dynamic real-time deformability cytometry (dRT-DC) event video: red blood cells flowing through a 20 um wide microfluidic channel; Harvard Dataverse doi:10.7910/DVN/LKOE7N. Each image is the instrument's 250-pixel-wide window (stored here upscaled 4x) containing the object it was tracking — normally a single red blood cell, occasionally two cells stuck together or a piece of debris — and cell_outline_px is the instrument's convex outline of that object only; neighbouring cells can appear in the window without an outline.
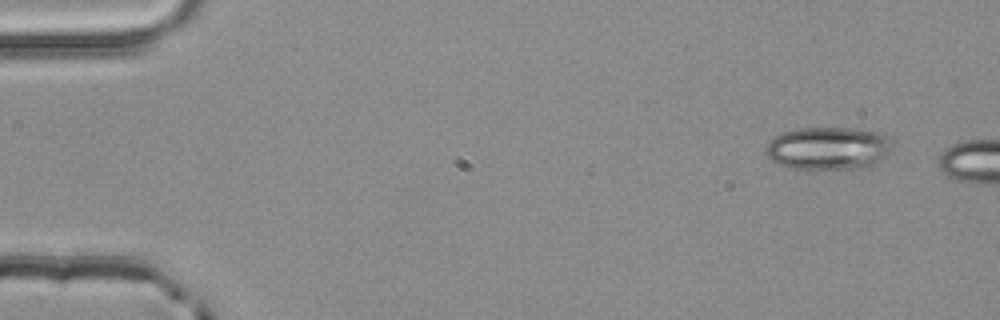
{"species": "common noctule bat (a hibernating species)", "species_latin": "Nyctalus noctula", "temperature_condition": "room temperature", "stored_images_in_passage": 2, "camera_frame_rate_fps": 3000, "um_per_image_px": 0.085, "animal": {"sex": "male", "body_mass_g": 20.4}, "frame": {"image": 1, "passage_image": 2, "time_ms": 0.333, "image_size_px": [1000, 320], "cell_outline_px": [[892, 144], [888, 156], [876, 164], [860, 168], [796, 168], [780, 164], [772, 160], [764, 152], [764, 148], [776, 136], [784, 132], [796, 128], [856, 128], [880, 132]], "centroid_in_image_um": [70.43, 12.59], "position_along_channel_um": 14.6, "area_um2": 31.33}}